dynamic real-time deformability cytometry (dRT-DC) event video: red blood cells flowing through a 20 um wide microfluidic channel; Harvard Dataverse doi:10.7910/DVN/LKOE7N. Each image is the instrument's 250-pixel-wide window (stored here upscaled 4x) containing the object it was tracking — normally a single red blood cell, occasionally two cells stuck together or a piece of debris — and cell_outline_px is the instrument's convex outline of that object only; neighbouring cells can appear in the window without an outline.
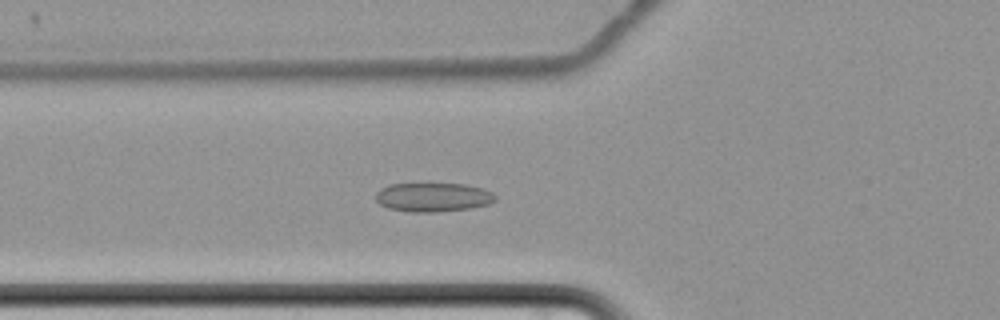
{"species": "common noctule bat (a hibernating species)", "species_latin": "Nyctalus noctula", "temperature_condition": "cold", "stored_images_in_passage": 48, "camera_frame_rate_fps": 3000, "um_per_image_px": 0.085, "animal": {"sex": "female", "body_mass_g": 22.7, "forearm_length_mm": 54.2}, "frame": {"image": 1, "passage_image": 10, "time_ms": 3.0, "image_size_px": [1000, 320], "cell_outline_px": [[496, 200], [488, 204], [472, 208], [436, 212], [408, 212], [388, 208], [380, 204], [376, 200], [376, 192], [380, 188], [388, 184], [464, 184], [480, 188], [492, 192], [496, 196]], "centroid_in_image_um": [36.79, 16.77], "position_along_channel_um": 89.0, "area_um2": 20.23}}
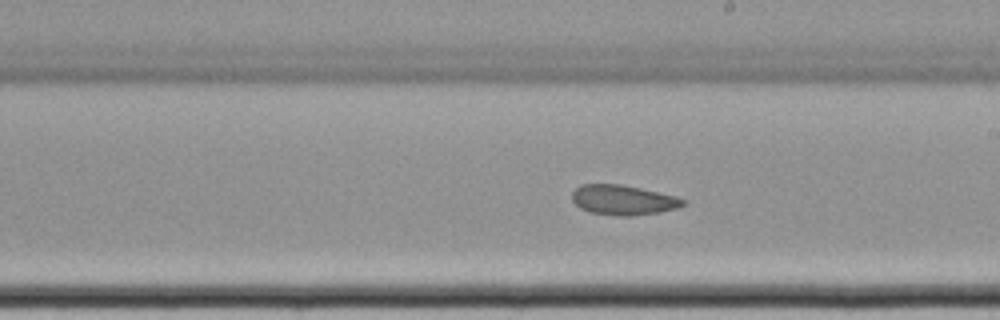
{"frame": {"image": 2, "passage_image": 23, "time_ms": 7.333, "image_size_px": [1000, 320], "cell_outline_px": [[688, 204], [676, 208], [660, 212], [632, 216], [616, 216], [588, 212], [580, 208], [572, 200], [572, 192], [580, 184], [620, 184], [640, 188], [676, 196], [688, 200]], "centroid_in_image_um": [52.99, 17.0], "position_along_channel_um": 236.0, "area_um2": 19.59}}
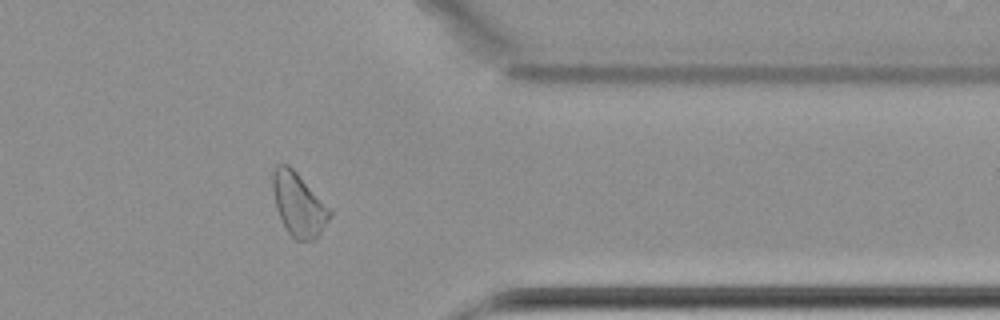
{"frame": {"image": 3, "passage_image": 37, "time_ms": 12.0, "image_size_px": [1000, 320], "cell_outline_px": [[332, 216], [316, 240], [296, 240], [288, 232], [276, 208], [272, 188], [272, 172], [276, 164], [288, 164], [332, 208]], "centroid_in_image_um": [25.41, 17.37], "position_along_channel_um": 386.0, "area_um2": 21.27}}